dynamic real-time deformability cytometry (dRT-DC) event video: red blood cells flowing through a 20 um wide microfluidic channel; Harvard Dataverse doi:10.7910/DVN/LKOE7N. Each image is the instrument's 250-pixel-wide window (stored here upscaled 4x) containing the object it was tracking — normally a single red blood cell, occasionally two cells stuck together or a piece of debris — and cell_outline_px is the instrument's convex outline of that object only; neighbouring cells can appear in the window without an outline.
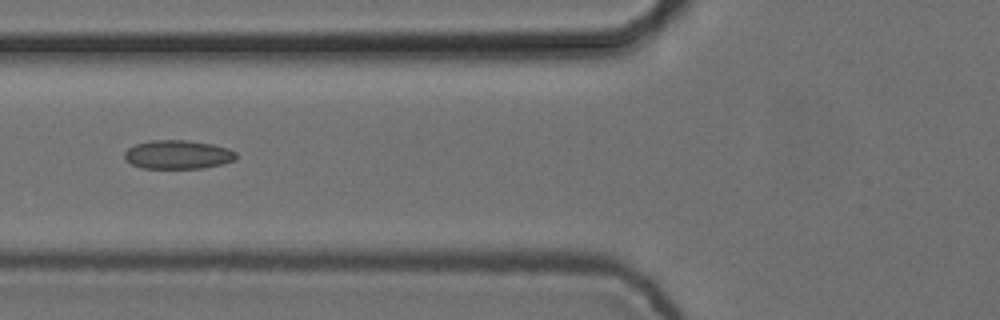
{"species": "common noctule bat (a hibernating species)", "species_latin": "Nyctalus noctula", "temperature_condition": "cold", "stored_images_in_passage": 7, "camera_frame_rate_fps": 3000, "um_per_image_px": 0.085, "animal": {"sex": "female", "body_mass_g": 24.6, "forearm_length_mm": 56.2}, "frame": {"image": 1, "passage_image": 4, "time_ms": 1.0, "image_size_px": [1000, 320], "cell_outline_px": [[236, 160], [224, 164], [204, 168], [140, 168], [124, 160], [124, 152], [128, 148], [136, 144], [152, 140], [188, 140], [212, 144], [228, 148], [236, 152]], "centroid_in_image_um": [15.12, 13.14], "position_along_channel_um": 110.7, "area_um2": 18.9}}
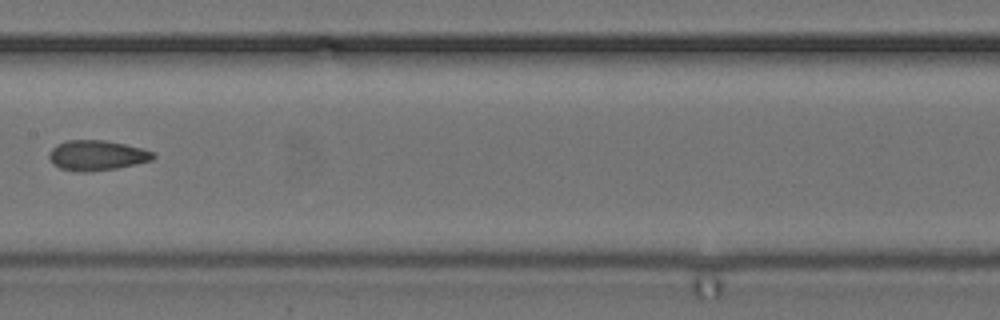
{"frame": {"image": 2, "passage_image": 6, "time_ms": 1.667, "image_size_px": [1000, 320], "cell_outline_px": [[156, 156], [152, 160], [116, 168], [88, 172], [76, 172], [60, 168], [52, 164], [48, 156], [48, 152], [56, 144], [68, 140], [104, 140], [124, 144], [156, 152]], "centroid_in_image_um": [8.2, 13.21], "position_along_channel_um": 199.2, "area_um2": 18.38}}
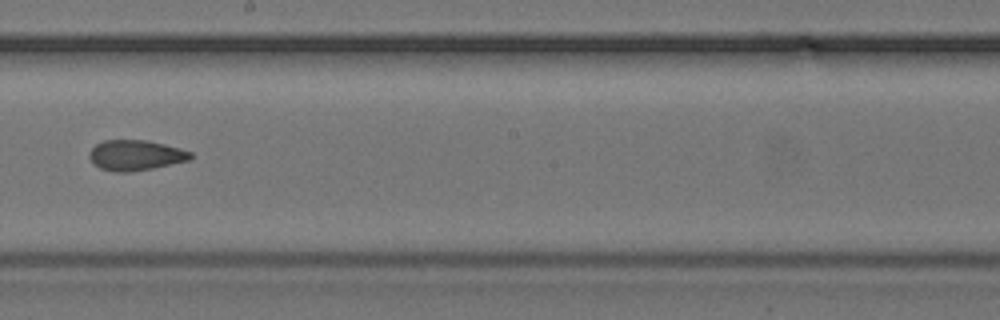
{"frame": {"image": 3, "passage_image": 7, "time_ms": 2.0, "image_size_px": [1000, 320], "cell_outline_px": [[192, 156], [188, 160], [152, 168], [128, 172], [116, 172], [100, 168], [88, 156], [88, 152], [96, 144], [104, 140], [144, 140], [164, 144], [180, 148], [192, 152]], "centroid_in_image_um": [11.51, 13.18], "position_along_channel_um": 236.7, "area_um2": 17.69}}